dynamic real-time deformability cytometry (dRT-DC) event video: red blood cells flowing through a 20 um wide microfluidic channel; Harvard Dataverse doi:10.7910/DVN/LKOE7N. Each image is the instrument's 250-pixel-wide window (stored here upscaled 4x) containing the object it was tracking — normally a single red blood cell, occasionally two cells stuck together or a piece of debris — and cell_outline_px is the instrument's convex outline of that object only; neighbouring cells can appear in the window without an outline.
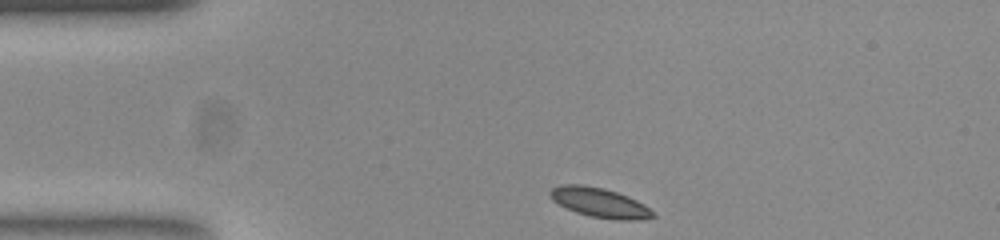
{"species": "common noctule bat (a hibernating species)", "species_latin": "Nyctalus noctula", "temperature_condition": "room temperature", "stored_images_in_passage": 35, "camera_frame_rate_fps": 3000, "um_per_image_px": 0.085, "animal": {"sex": "female", "body_mass_g": 23.0, "forearm_length_mm": 53.4}, "frame": {"image": 1, "passage_image": 1, "time_ms": 0.0, "image_size_px": [1000, 240], "cell_outline_px": [[656, 216], [640, 220], [616, 220], [588, 216], [576, 212], [552, 200], [548, 192], [552, 188], [560, 184], [584, 184], [604, 188], [628, 196], [644, 204]], "centroid_in_image_um": [50.95, 17.21], "position_along_channel_um": 34.0, "area_um2": 17.74}}
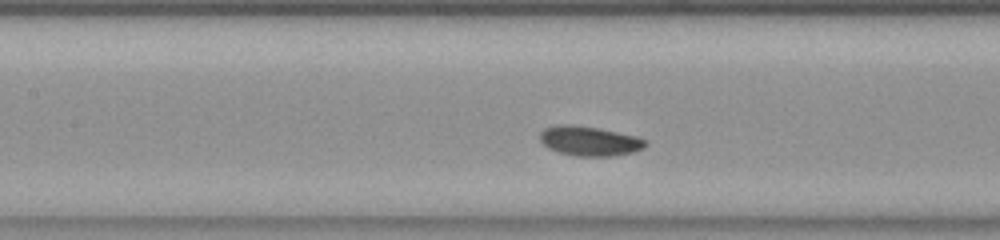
{"frame": {"image": 2, "passage_image": 14, "time_ms": 4.333, "image_size_px": [1000, 240], "cell_outline_px": [[648, 144], [644, 148], [632, 152], [612, 156], [576, 156], [560, 152], [548, 148], [540, 140], [540, 132], [544, 128], [556, 124], [572, 124], [600, 128], [636, 136], [648, 140]], "centroid_in_image_um": [50.12, 11.97], "position_along_channel_um": 157.3, "area_um2": 18.38}}
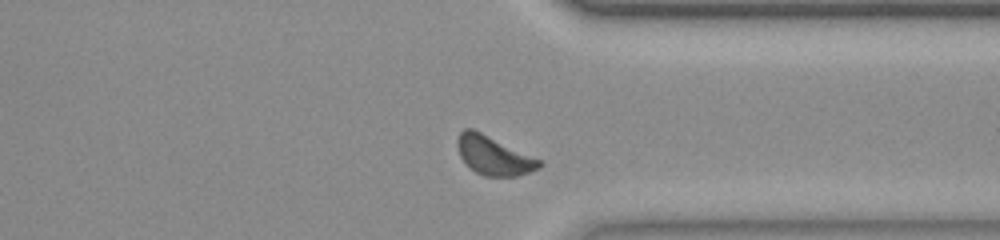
{"frame": {"image": 3, "passage_image": 31, "time_ms": 10.0, "image_size_px": [1000, 240], "cell_outline_px": [[544, 164], [540, 168], [516, 176], [484, 176], [476, 172], [460, 156], [456, 144], [456, 140], [460, 132], [464, 128], [472, 128], [540, 160]], "centroid_in_image_um": [41.94, 13.21], "position_along_channel_um": 369.5, "area_um2": 18.15}, "authors_computed_cell_mechanics": {"area_um2": 17.918, "velocity_mm_per_s": 3.7871, "shape_relaxation_time_tau1_ms": 1.0318, "shape_relaxation_time_tau2_ms": null, "deformation_change_tau1": 0.0604, "deformation_change_tau2": null}}